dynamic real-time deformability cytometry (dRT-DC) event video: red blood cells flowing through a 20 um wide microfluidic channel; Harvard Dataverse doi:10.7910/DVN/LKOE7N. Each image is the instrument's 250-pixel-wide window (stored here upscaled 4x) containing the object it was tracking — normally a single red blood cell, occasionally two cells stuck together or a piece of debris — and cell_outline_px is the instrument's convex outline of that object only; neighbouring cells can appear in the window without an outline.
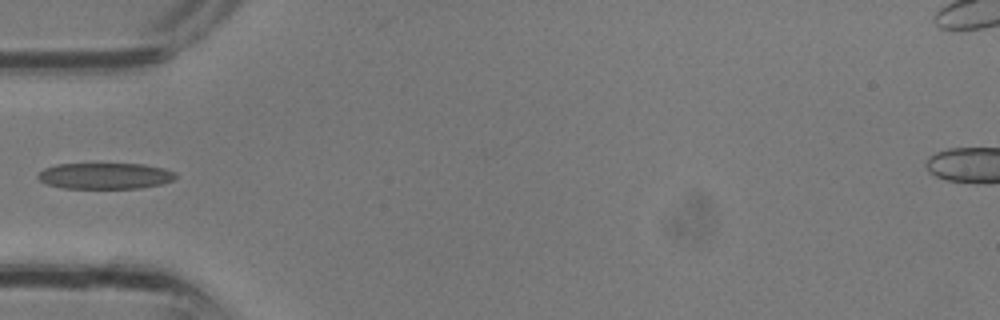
{"species": "common noctule bat (a hibernating species)", "species_latin": "Nyctalus noctula", "temperature_condition": "room temperature", "stored_images_in_passage": 7, "camera_frame_rate_fps": 3000, "um_per_image_px": 0.085, "animal": {"sex": "male", "body_mass_g": 13.3}, "frame": {"image": 1, "passage_image": 1, "time_ms": 0.0, "image_size_px": [1000, 320], "cell_outline_px": [[176, 176], [172, 180], [160, 184], [140, 188], [64, 188], [48, 184], [40, 180], [36, 176], [44, 168], [56, 164], [144, 164], [164, 168], [176, 172]], "centroid_in_image_um": [8.93, 14.94], "position_along_channel_um": 76.1, "area_um2": 20.87}}
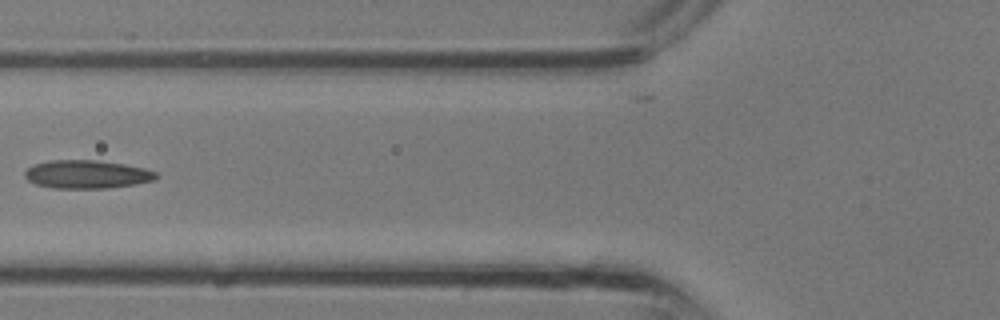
{"frame": {"image": 2, "passage_image": 3, "time_ms": 0.667, "image_size_px": [1000, 320], "cell_outline_px": [[160, 176], [156, 180], [136, 184], [108, 188], [52, 188], [36, 184], [28, 180], [24, 176], [24, 172], [28, 168], [36, 164], [48, 160], [96, 160], [124, 164], [144, 168], [156, 172]], "centroid_in_image_um": [7.41, 14.82], "position_along_channel_um": 118.4, "area_um2": 21.73}}
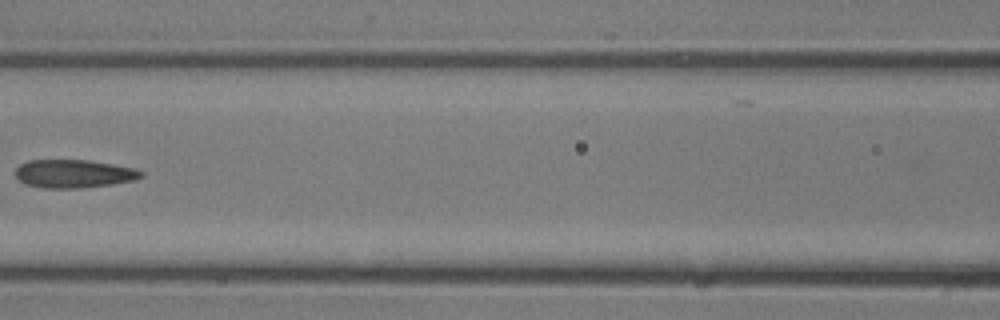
{"frame": {"image": 3, "passage_image": 5, "time_ms": 1.333, "image_size_px": [1000, 320], "cell_outline_px": [[144, 176], [136, 180], [112, 184], [80, 188], [44, 188], [28, 184], [20, 180], [16, 176], [16, 168], [20, 164], [28, 160], [88, 160], [136, 168], [144, 172]], "centroid_in_image_um": [6.32, 14.76], "position_along_channel_um": 160.3, "area_um2": 20.69}}